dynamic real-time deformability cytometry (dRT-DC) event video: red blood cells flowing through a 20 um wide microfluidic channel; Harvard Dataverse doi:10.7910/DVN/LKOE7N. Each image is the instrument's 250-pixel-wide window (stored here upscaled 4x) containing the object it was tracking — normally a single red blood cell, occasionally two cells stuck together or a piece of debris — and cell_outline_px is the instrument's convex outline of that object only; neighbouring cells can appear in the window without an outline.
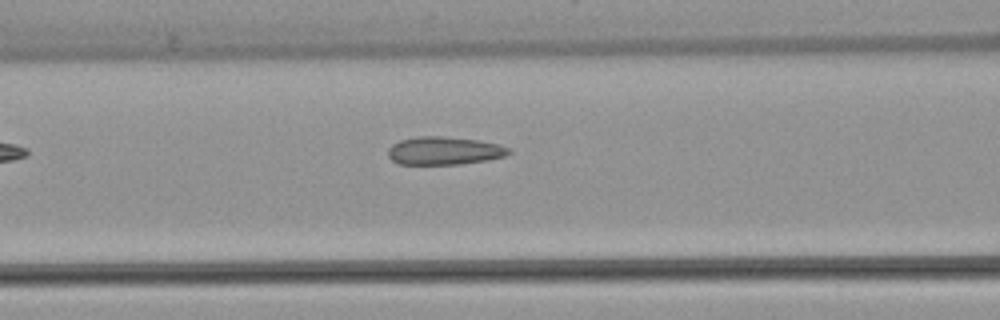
{"species": "common noctule bat (a hibernating species)", "species_latin": "Nyctalus noctula", "temperature_condition": "warm", "stored_images_in_passage": 37, "camera_frame_rate_fps": 3000, "um_per_image_px": 0.085, "animal": {"sex": "female", "body_mass_g": 22.7, "forearm_length_mm": 54.2}, "frame": {"image": 1, "passage_image": 6, "time_ms": 1.667, "image_size_px": [1000, 320], "cell_outline_px": [[512, 152], [504, 156], [488, 160], [460, 164], [400, 164], [392, 160], [388, 156], [388, 148], [392, 144], [400, 140], [416, 136], [444, 136], [476, 140], [500, 144], [512, 148]], "centroid_in_image_um": [37.77, 12.81], "position_along_channel_um": 128.8, "area_um2": 19.88}, "authors_computed_cell_mechanics": {"area_um2": 19.4208, "velocity_mm_per_s": 3.8679, "shape_relaxation_time_tau1_ms": null, "shape_relaxation_time_tau2_ms": 1.2537, "deformation_change_tau1": null, "deformation_change_tau2": 0.068}}